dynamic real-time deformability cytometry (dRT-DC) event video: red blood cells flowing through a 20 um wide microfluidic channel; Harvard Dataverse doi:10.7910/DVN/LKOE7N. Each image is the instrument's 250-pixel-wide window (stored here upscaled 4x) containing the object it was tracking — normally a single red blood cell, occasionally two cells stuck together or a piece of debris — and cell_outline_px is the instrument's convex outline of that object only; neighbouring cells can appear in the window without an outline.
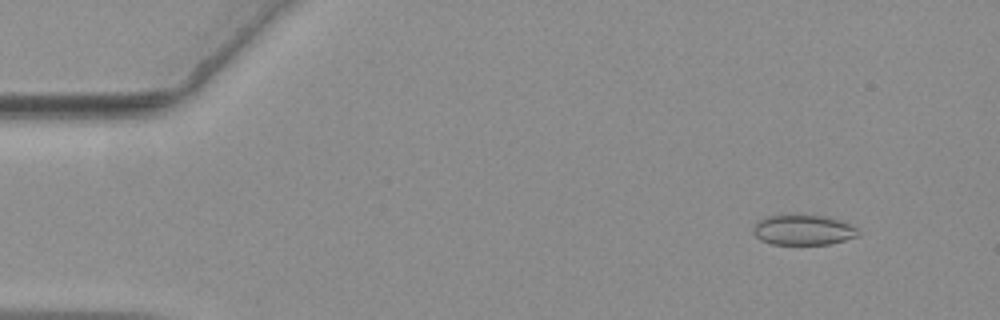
{"species": "common noctule bat (a hibernating species)", "species_latin": "Nyctalus noctula", "temperature_condition": "warm", "stored_images_in_passage": 57, "camera_frame_rate_fps": 3000, "um_per_image_px": 0.085, "animal": {"sex": "female", "body_mass_g": 19.3, "forearm_length_mm": 54.1}, "frame": {"image": 1, "passage_image": 6, "time_ms": 1.667, "image_size_px": [1000, 320], "cell_outline_px": [[860, 236], [832, 244], [772, 244], [760, 240], [752, 232], [752, 228], [760, 220], [768, 216], [792, 212], [828, 216], [852, 224], [860, 232]], "centroid_in_image_um": [68.3, 19.51], "position_along_channel_um": 16.7, "area_um2": 19.31}}
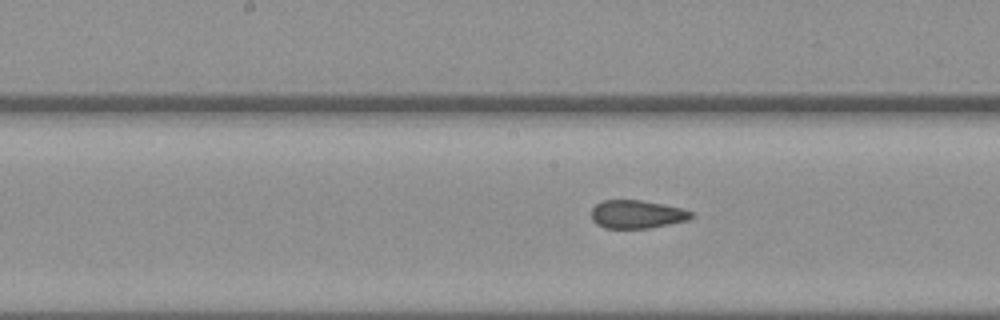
{"frame": {"image": 2, "passage_image": 29, "time_ms": 9.333, "image_size_px": [1000, 320], "cell_outline_px": [[692, 216], [684, 220], [648, 228], [604, 228], [596, 224], [592, 220], [592, 208], [596, 204], [604, 200], [640, 200], [680, 208], [692, 212]], "centroid_in_image_um": [54.05, 18.21], "position_along_channel_um": 194.2, "area_um2": 16.01}}
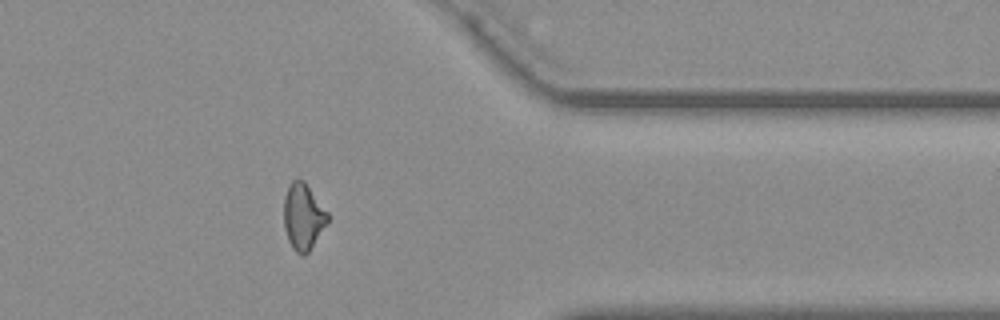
{"frame": {"image": 3, "passage_image": 46, "time_ms": 15.0, "image_size_px": [1000, 320], "cell_outline_px": [[328, 220], [308, 252], [304, 256], [296, 252], [292, 248], [288, 240], [284, 228], [284, 196], [288, 184], [292, 180], [304, 180], [328, 212]], "centroid_in_image_um": [25.74, 18.39], "position_along_channel_um": 385.7, "area_um2": 16.82}, "authors_computed_cell_mechanics": {"area_um2": 17.2244, "velocity_mm_per_s": 3.6544, "shape_relaxation_time_tau1_ms": null, "shape_relaxation_time_tau2_ms": 1.2287, "deformation_change_tau1": null, "deformation_change_tau2": 0.0724}}